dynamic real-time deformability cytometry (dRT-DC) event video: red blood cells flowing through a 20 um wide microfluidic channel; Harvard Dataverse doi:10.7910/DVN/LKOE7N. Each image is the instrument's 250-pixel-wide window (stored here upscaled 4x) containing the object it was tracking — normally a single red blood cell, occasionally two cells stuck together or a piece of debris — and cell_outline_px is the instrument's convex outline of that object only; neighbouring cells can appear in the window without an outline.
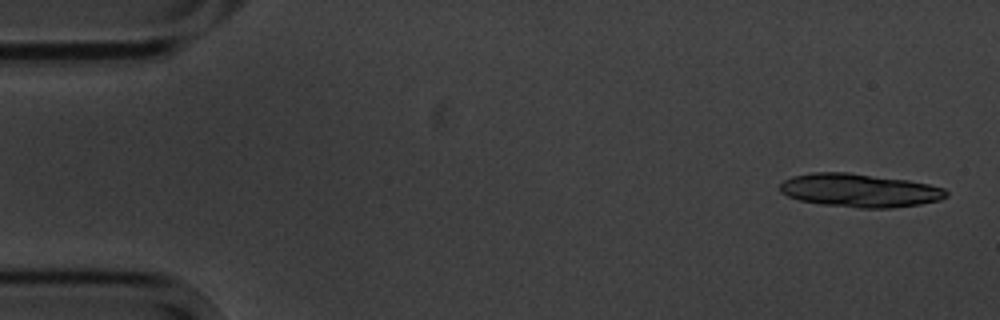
{"species": "common noctule bat (a hibernating species)", "species_latin": "Nyctalus noctula", "temperature_condition": "cold", "stored_images_in_passage": 5, "camera_frame_rate_fps": 3000, "um_per_image_px": 0.085, "animal": {"sex": "male", "body_mass_g": 20.1, "forearm_length_mm": 53.5}, "frame": {"image": 1, "passage_image": 1, "time_ms": 0.0, "image_size_px": [1000, 320], "cell_outline_px": [[948, 196], [940, 200], [920, 204], [892, 208], [860, 208], [824, 204], [800, 200], [788, 196], [780, 192], [780, 184], [784, 180], [792, 176], [812, 172], [848, 172], [908, 180], [928, 184], [944, 188], [948, 192]], "centroid_in_image_um": [73.08, 16.18], "position_along_channel_um": 11.9, "area_um2": 32.37}}